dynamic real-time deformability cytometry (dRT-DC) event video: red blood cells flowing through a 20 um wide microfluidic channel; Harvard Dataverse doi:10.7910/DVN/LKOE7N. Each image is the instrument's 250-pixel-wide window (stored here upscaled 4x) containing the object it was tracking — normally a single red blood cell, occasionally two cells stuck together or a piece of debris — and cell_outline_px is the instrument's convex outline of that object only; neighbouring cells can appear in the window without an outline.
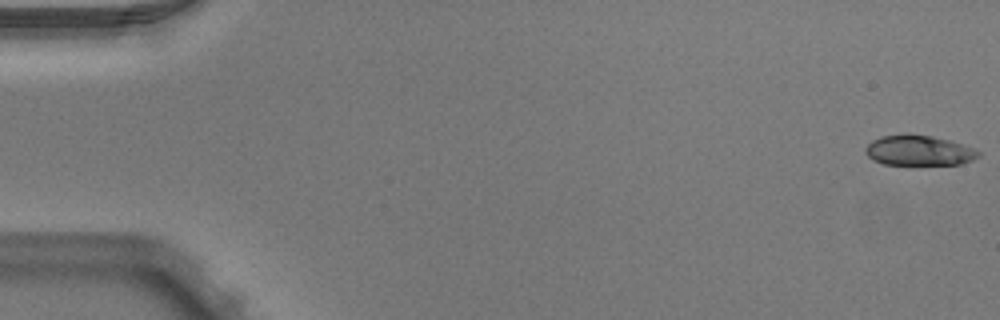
{"species": "Egyptian fruit bat (a non-hibernating species)", "species_latin": "Rousettus aegyptiacus", "temperature_condition": "warm", "stored_images_in_passage": 14, "camera_frame_rate_fps": 3000, "um_per_image_px": 0.085, "animal": {"sex": "male"}, "frame": {"image": 1, "passage_image": 1, "time_ms": 0.0, "image_size_px": [1000, 320], "cell_outline_px": [[980, 156], [972, 160], [960, 164], [884, 164], [872, 160], [864, 152], [864, 148], [872, 140], [880, 136], [908, 132], [932, 136], [948, 140], [972, 148], [980, 152]], "centroid_in_image_um": [78.04, 12.77], "position_along_channel_um": 7.0, "area_um2": 20.06}}
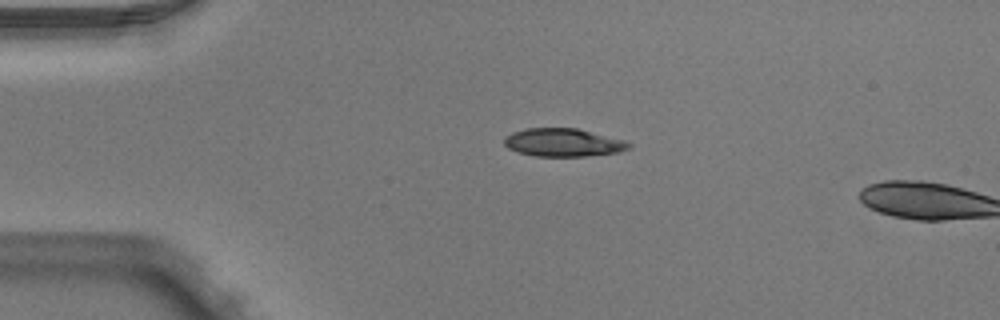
{"frame": {"image": 2, "passage_image": 12, "time_ms": 3.667, "image_size_px": [1000, 320], "cell_outline_px": [[632, 148], [620, 152], [584, 156], [536, 156], [516, 152], [508, 148], [504, 144], [504, 136], [512, 132], [524, 128], [576, 128], [624, 140], [632, 144]], "centroid_in_image_um": [47.85, 12.11], "position_along_channel_um": 37.1, "area_um2": 20.52}}